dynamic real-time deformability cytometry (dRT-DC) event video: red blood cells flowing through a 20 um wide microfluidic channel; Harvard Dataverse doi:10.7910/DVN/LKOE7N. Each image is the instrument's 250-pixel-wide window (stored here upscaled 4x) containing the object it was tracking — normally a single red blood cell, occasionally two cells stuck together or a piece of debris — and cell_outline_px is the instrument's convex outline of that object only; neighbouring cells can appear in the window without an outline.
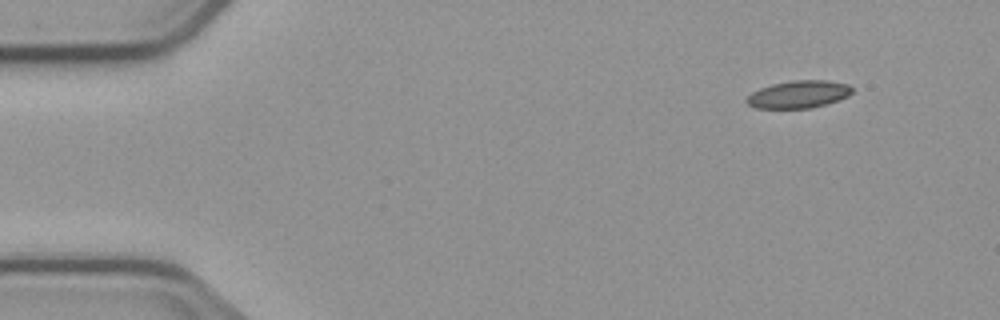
{"species": "common noctule bat (a hibernating species)", "species_latin": "Nyctalus noctula", "temperature_condition": "cold", "stored_images_in_passage": 5, "segment_of_instrument_passage": [1, 2], "camera_frame_rate_fps": 3000, "um_per_image_px": 0.085, "animal": {"sex": "male", "body_mass_g": 23.1, "forearm_length_mm": 52.7}, "frame": {"image": 1, "passage_image": 1, "time_ms": 0.0, "image_size_px": [1000, 320], "cell_outline_px": [[852, 92], [848, 96], [812, 108], [756, 108], [748, 104], [744, 100], [752, 92], [760, 88], [772, 84], [792, 80], [828, 80], [848, 84], [852, 88]], "centroid_in_image_um": [67.86, 8.01], "position_along_channel_um": 17.1, "area_um2": 16.82}}
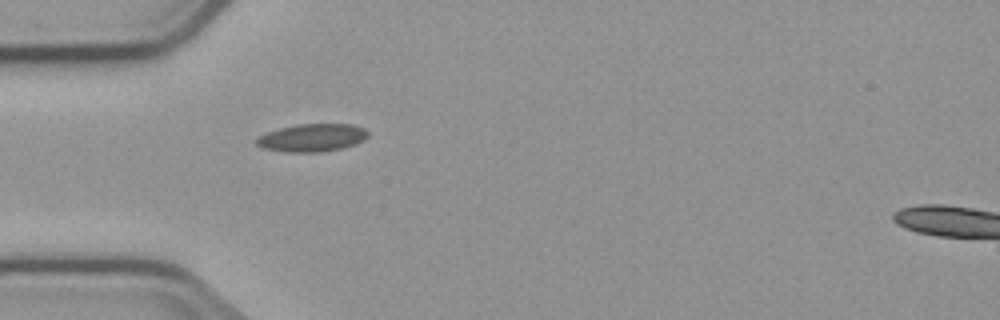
{"frame": {"image": 2, "passage_image": 4, "time_ms": 3.667, "image_size_px": [1000, 320], "cell_outline_px": [[368, 136], [364, 140], [356, 144], [340, 148], [320, 152], [284, 152], [260, 148], [252, 140], [268, 132], [280, 128], [296, 124], [352, 124], [364, 128], [368, 132]], "centroid_in_image_um": [26.5, 11.71], "position_along_channel_um": 58.5, "area_um2": 18.21}}